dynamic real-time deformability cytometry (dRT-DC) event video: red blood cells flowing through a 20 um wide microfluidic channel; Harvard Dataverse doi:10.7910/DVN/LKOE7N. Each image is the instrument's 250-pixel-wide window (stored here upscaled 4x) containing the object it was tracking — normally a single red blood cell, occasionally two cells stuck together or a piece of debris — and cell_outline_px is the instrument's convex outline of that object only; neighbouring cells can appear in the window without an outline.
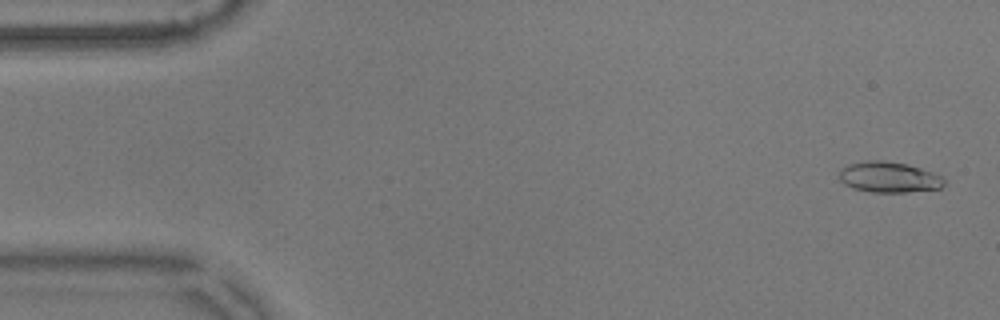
{"species": "common noctule bat (a hibernating species)", "species_latin": "Nyctalus noctula", "temperature_condition": "warm", "stored_images_in_passage": 50, "camera_frame_rate_fps": 3000, "um_per_image_px": 0.085, "animal": {"sex": "male", "body_mass_g": 17.9}, "frame": {"image": 1, "passage_image": 2, "time_ms": 0.333, "image_size_px": [1000, 320], "cell_outline_px": [[944, 184], [940, 188], [908, 192], [872, 192], [852, 188], [844, 184], [840, 180], [840, 168], [848, 164], [868, 160], [880, 160], [908, 164], [932, 172], [940, 176], [944, 180]], "centroid_in_image_um": [75.53, 15.05], "position_along_channel_um": 9.5, "area_um2": 18.73}}
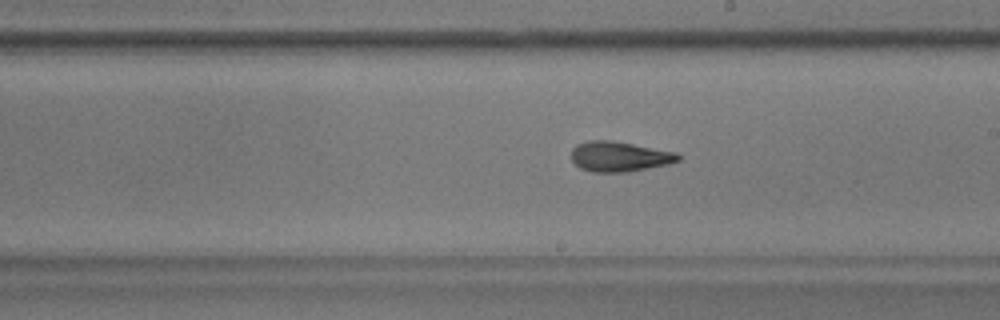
{"frame": {"image": 2, "passage_image": 31, "time_ms": 10.0, "image_size_px": [1000, 320], "cell_outline_px": [[680, 160], [668, 164], [628, 172], [592, 172], [580, 168], [572, 160], [572, 148], [576, 144], [588, 140], [612, 140], [676, 152], [680, 156]], "centroid_in_image_um": [52.63, 13.3], "position_along_channel_um": 236.4, "area_um2": 18.79}}
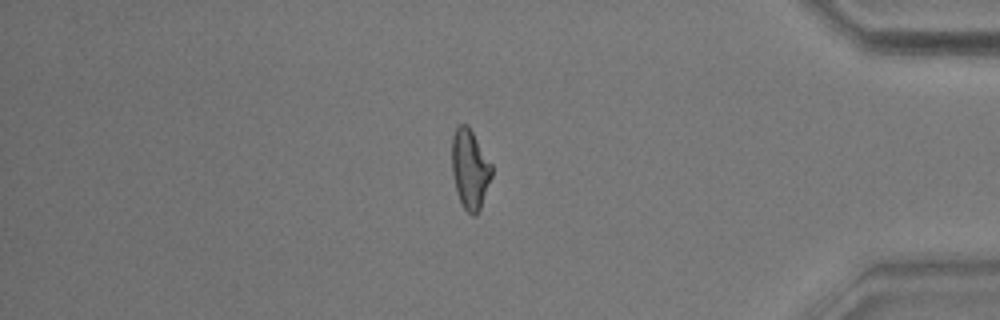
{"frame": {"image": 3, "passage_image": 47, "time_ms": 15.333, "image_size_px": [1000, 320], "cell_outline_px": [[492, 176], [480, 208], [476, 216], [472, 216], [464, 208], [460, 200], [456, 188], [452, 172], [452, 136], [456, 128], [460, 124], [468, 124], [492, 164]], "centroid_in_image_um": [39.95, 14.35], "position_along_channel_um": 395.2, "area_um2": 18.38}}